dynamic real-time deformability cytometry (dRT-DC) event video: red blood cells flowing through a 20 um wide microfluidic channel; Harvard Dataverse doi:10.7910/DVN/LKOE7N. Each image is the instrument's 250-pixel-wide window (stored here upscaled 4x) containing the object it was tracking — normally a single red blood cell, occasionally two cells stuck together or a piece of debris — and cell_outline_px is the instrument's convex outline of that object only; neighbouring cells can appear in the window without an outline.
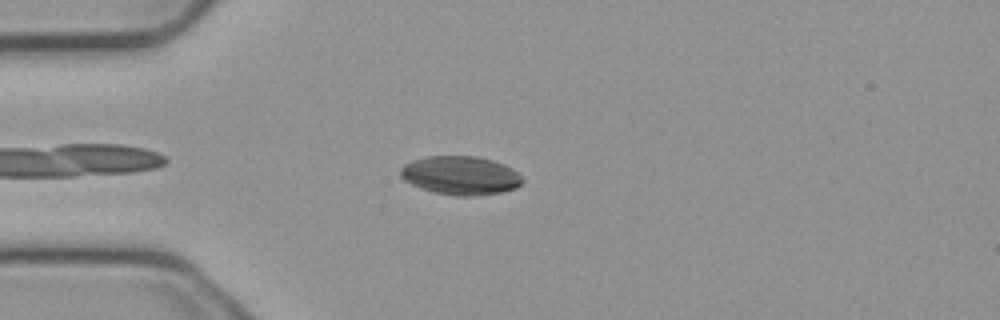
{"species": "common noctule bat (a hibernating species)", "species_latin": "Nyctalus noctula", "temperature_condition": "cold", "stored_images_in_passage": 4, "camera_frame_rate_fps": 3000, "um_per_image_px": 0.085, "animal": {"sex": "male", "body_mass_g": 23.1, "forearm_length_mm": 52.7}, "frame": {"image": 1, "passage_image": 4, "time_ms": 1.0, "image_size_px": [1000, 320], "cell_outline_px": [[524, 180], [516, 188], [500, 192], [480, 196], [456, 196], [432, 192], [420, 188], [404, 180], [400, 176], [400, 168], [404, 164], [412, 160], [428, 156], [476, 156], [492, 160], [504, 164], [512, 168]], "centroid_in_image_um": [39.13, 14.92], "position_along_channel_um": 45.9, "area_um2": 27.63}}